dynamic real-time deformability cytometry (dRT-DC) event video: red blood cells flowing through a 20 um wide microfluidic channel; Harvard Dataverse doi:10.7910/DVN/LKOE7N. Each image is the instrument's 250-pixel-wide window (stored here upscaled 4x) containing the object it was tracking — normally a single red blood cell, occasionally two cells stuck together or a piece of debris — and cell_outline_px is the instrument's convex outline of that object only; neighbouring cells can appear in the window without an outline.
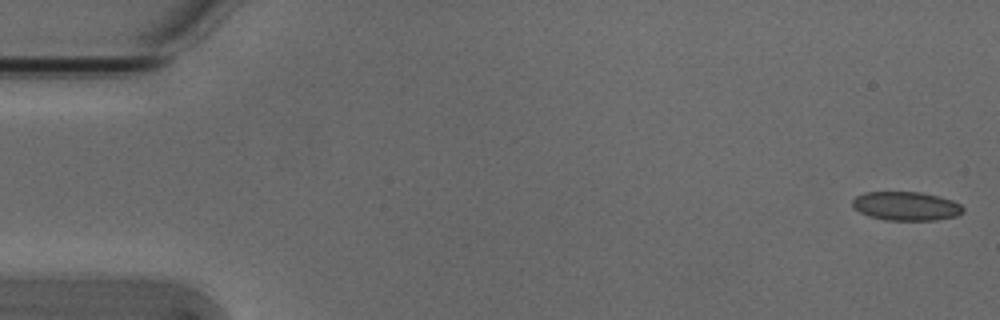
{"species": "Egyptian fruit bat (a non-hibernating species)", "species_latin": "Rousettus aegyptiacus", "temperature_condition": "cold", "stored_images_in_passage": 53, "camera_frame_rate_fps": 3000, "um_per_image_px": 0.085, "animal": {"sex": "male"}, "frame": {"image": 1, "passage_image": 1, "time_ms": 0.0, "image_size_px": [1000, 320], "cell_outline_px": [[964, 212], [956, 216], [936, 220], [884, 220], [868, 216], [852, 208], [852, 200], [856, 196], [864, 192], [920, 192], [940, 196], [952, 200], [960, 204], [964, 208]], "centroid_in_image_um": [77.01, 17.52], "position_along_channel_um": 8.0, "area_um2": 18.79}}
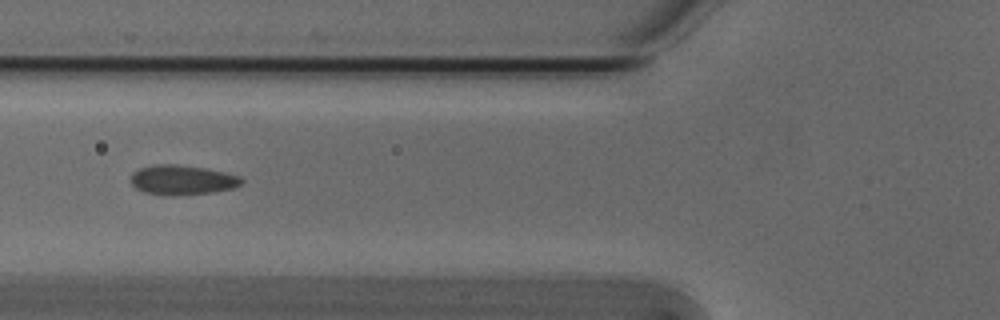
{"frame": {"image": 2, "passage_image": 20, "time_ms": 6.333, "image_size_px": [1000, 320], "cell_outline_px": [[244, 180], [240, 184], [232, 188], [212, 192], [172, 196], [144, 192], [136, 188], [132, 184], [132, 172], [140, 168], [152, 164], [176, 164], [204, 168], [224, 172], [240, 176]], "centroid_in_image_um": [15.47, 15.29], "position_along_channel_um": 110.3, "area_um2": 19.07}}
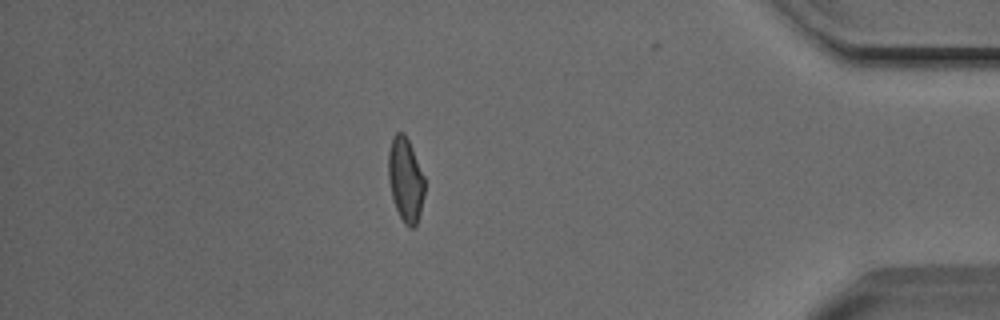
{"frame": {"image": 3, "passage_image": 46, "time_ms": 15.0, "image_size_px": [1000, 320], "cell_outline_px": [[424, 192], [420, 212], [416, 224], [412, 228], [408, 228], [404, 224], [396, 208], [392, 196], [388, 180], [388, 152], [392, 136], [396, 132], [404, 132], [408, 140], [424, 176]], "centroid_in_image_um": [34.45, 15.26], "position_along_channel_um": 400.8, "area_um2": 17.69}, "authors_computed_cell_mechanics": {"area_um2": 18.5538, "velocity_mm_per_s": 3.8415, "shape_relaxation_time_tau1_ms": 5.3497, "shape_relaxation_time_tau2_ms": 0.9126, "deformation_change_tau1": 0.1279, "deformation_change_tau2": 0.0436}}